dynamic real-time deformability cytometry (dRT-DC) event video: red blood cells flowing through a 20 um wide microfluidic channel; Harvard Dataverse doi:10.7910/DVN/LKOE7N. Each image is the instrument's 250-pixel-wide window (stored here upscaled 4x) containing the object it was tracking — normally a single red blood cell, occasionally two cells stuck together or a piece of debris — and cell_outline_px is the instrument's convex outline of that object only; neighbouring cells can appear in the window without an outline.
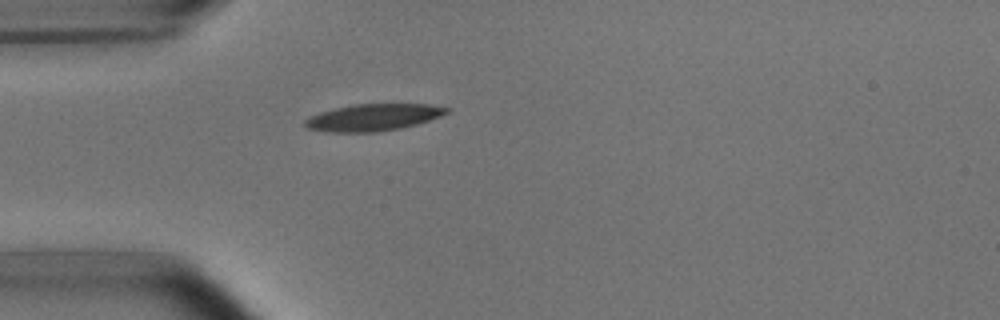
{"species": "common noctule bat (a hibernating species)", "species_latin": "Nyctalus noctula", "temperature_condition": "room temperature", "stored_images_in_passage": 1, "camera_frame_rate_fps": 3000, "um_per_image_px": 0.085, "animal": {"sex": "male", "body_mass_g": 15.6}, "frame": {"image": 1, "passage_image": 1, "time_ms": 0.0, "image_size_px": [1000, 320], "cell_outline_px": [[452, 108], [448, 112], [440, 116], [416, 124], [400, 128], [380, 132], [324, 132], [308, 128], [304, 124], [304, 120], [320, 112], [352, 104], [432, 104]], "centroid_in_image_um": [31.74, 9.98], "position_along_channel_um": 53.3, "area_um2": 22.2}}